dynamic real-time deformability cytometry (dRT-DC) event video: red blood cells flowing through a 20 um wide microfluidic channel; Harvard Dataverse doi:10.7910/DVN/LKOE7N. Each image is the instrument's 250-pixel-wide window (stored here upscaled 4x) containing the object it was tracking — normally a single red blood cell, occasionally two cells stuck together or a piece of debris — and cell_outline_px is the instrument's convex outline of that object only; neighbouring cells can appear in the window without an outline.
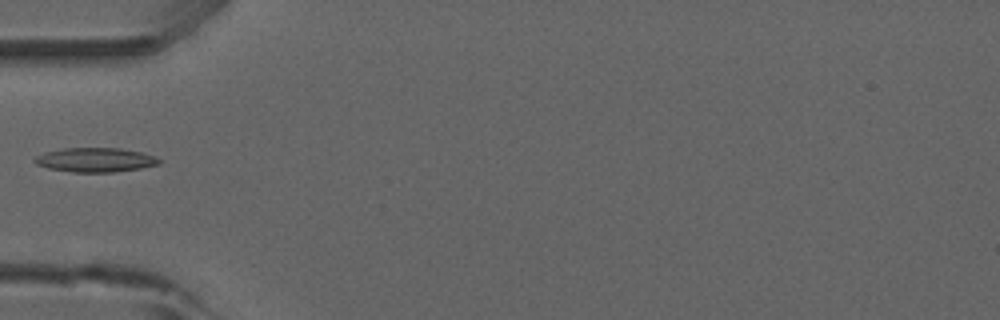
{"species": "common noctule bat (a hibernating species)", "species_latin": "Nyctalus noctula", "temperature_condition": "room temperature", "stored_images_in_passage": 6, "camera_frame_rate_fps": 3000, "um_per_image_px": 0.085, "animal": {"sex": "male", "forearm_length_mm": 52.5}, "frame": {"image": 1, "passage_image": 5, "time_ms": 5.667, "image_size_px": [1000, 320], "cell_outline_px": [[160, 164], [140, 168], [112, 172], [72, 172], [48, 168], [36, 164], [32, 160], [36, 156], [44, 152], [64, 148], [120, 148], [140, 152], [156, 156], [160, 160]], "centroid_in_image_um": [8.08, 13.59], "position_along_channel_um": 76.9, "area_um2": 17.57}}
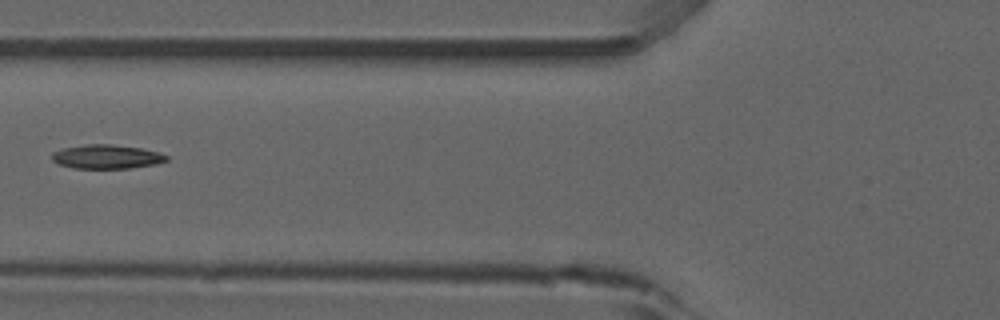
{"frame": {"image": 2, "passage_image": 6, "time_ms": 6.667, "image_size_px": [1000, 320], "cell_outline_px": [[168, 160], [156, 164], [128, 168], [76, 168], [60, 164], [52, 160], [52, 152], [64, 148], [88, 144], [112, 144], [140, 148], [160, 152], [168, 156]], "centroid_in_image_um": [9.09, 13.31], "position_along_channel_um": 116.7, "area_um2": 15.9}}